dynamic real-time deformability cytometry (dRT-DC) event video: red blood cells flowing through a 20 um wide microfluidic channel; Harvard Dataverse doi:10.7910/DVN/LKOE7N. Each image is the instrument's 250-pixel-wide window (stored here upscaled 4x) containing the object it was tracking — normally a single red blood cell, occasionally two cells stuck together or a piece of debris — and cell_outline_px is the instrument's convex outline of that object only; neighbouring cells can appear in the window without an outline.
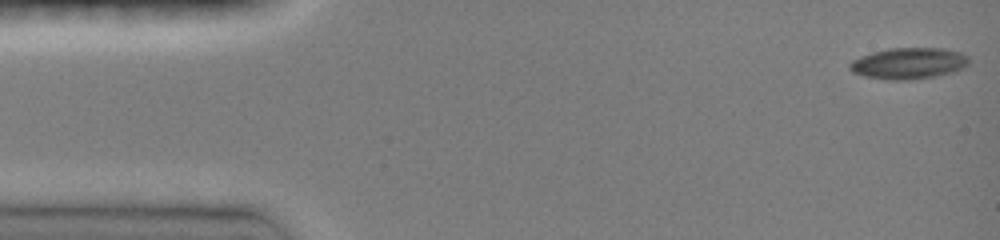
{"species": "common noctule bat (a hibernating species)", "species_latin": "Nyctalus noctula", "temperature_condition": "room temperature", "stored_images_in_passage": 47, "camera_frame_rate_fps": 3000, "um_per_image_px": 0.085, "animal": {"sex": "female", "body_mass_g": 19.0, "forearm_length_mm": 51.5}, "frame": {"image": 1, "passage_image": 1, "time_ms": 0.0, "image_size_px": [1000, 240], "cell_outline_px": [[968, 64], [952, 72], [932, 76], [904, 80], [884, 80], [864, 76], [852, 72], [848, 68], [848, 64], [852, 60], [860, 56], [872, 52], [888, 48], [944, 48], [960, 52], [968, 56]], "centroid_in_image_um": [77.17, 5.37], "position_along_channel_um": 7.8, "area_um2": 21.68}}
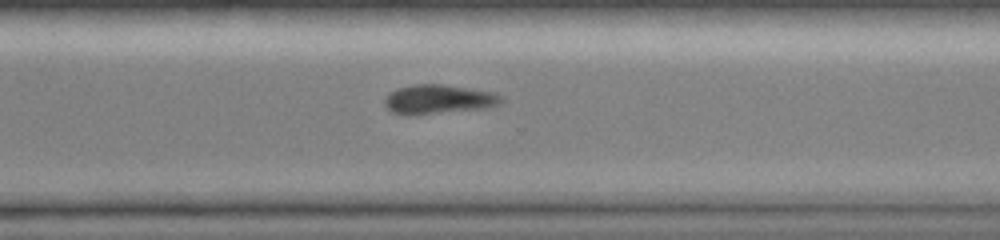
{"frame": {"image": 2, "passage_image": 34, "time_ms": 11.0, "image_size_px": [1000, 240], "cell_outline_px": [[504, 100], [488, 108], [408, 116], [392, 112], [384, 104], [384, 100], [396, 88], [412, 84], [440, 84], [496, 92], [504, 96]], "centroid_in_image_um": [37.29, 8.45], "position_along_channel_um": 333.3, "area_um2": 20.06}}
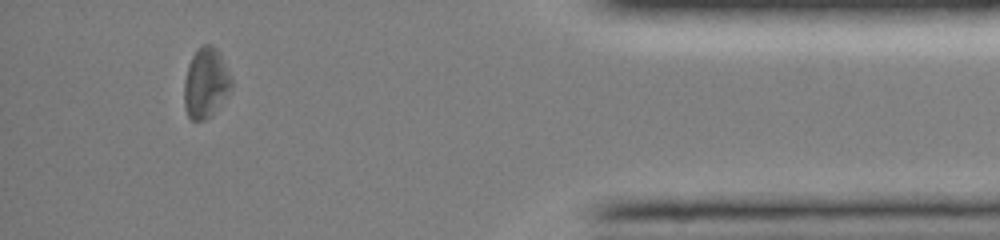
{"frame": {"image": 3, "passage_image": 43, "time_ms": 14.0, "image_size_px": [1000, 240], "cell_outline_px": [[232, 88], [212, 116], [204, 120], [192, 120], [188, 116], [184, 104], [184, 80], [188, 64], [192, 56], [204, 44], [212, 44], [220, 52], [232, 76]], "centroid_in_image_um": [17.51, 7.05], "position_along_channel_um": 417.7, "area_um2": 19.54}, "authors_computed_cell_mechanics": {"area_um2": 21.3282, "velocity_mm_per_s": 4.025, "shape_relaxation_time_tau1_ms": 1.2102, "shape_relaxation_time_tau2_ms": null, "deformation_change_tau1": 0.0841, "deformation_change_tau2": null}}